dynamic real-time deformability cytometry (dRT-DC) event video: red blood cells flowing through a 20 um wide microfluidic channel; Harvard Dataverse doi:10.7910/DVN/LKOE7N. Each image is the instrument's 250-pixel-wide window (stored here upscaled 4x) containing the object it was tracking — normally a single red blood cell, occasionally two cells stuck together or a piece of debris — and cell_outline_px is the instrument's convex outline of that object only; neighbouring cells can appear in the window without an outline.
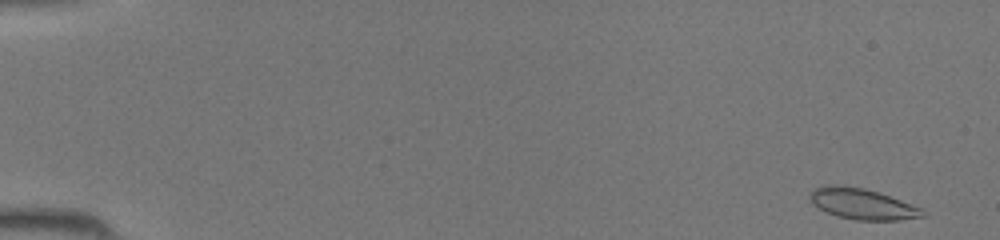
{"species": "common noctule bat (a hibernating species)", "species_latin": "Nyctalus noctula", "temperature_condition": "room temperature", "stored_images_in_passage": 44, "camera_frame_rate_fps": 3000, "um_per_image_px": 0.085, "animal": {"sex": "female", "body_mass_g": 19.5, "forearm_length_mm": 54.1}, "frame": {"image": 1, "passage_image": 1, "time_ms": 0.0, "image_size_px": [1000, 240], "cell_outline_px": [[924, 216], [900, 220], [856, 220], [836, 216], [812, 204], [808, 200], [808, 196], [812, 188], [836, 184], [864, 188], [900, 200], [920, 208], [924, 212]], "centroid_in_image_um": [73.22, 17.33], "position_along_channel_um": 11.8, "area_um2": 20.06}}
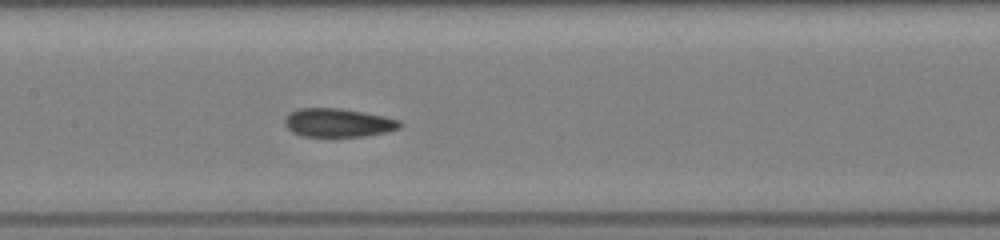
{"frame": {"image": 2, "passage_image": 22, "time_ms": 7.0, "image_size_px": [1000, 240], "cell_outline_px": [[404, 124], [400, 128], [388, 132], [364, 136], [304, 136], [292, 132], [284, 124], [284, 120], [288, 112], [296, 108], [340, 108], [364, 112], [384, 116], [400, 120]], "centroid_in_image_um": [28.75, 10.42], "position_along_channel_um": 178.7, "area_um2": 19.36}}
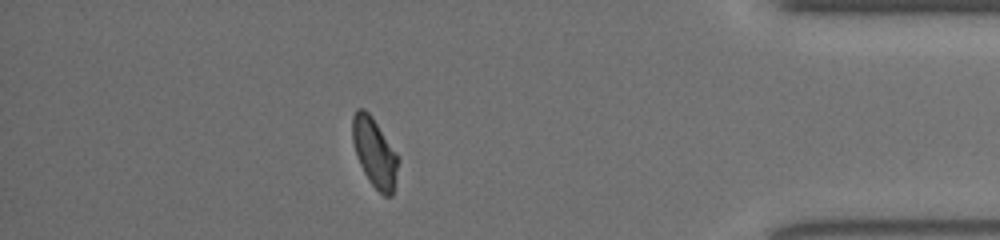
{"frame": {"image": 3, "passage_image": 39, "time_ms": 12.667, "image_size_px": [1000, 240], "cell_outline_px": [[400, 160], [392, 196], [384, 196], [368, 180], [356, 156], [352, 140], [352, 116], [356, 108], [364, 108], [372, 116], [396, 152]], "centroid_in_image_um": [31.83, 12.94], "position_along_channel_um": 403.4, "area_um2": 18.5}}